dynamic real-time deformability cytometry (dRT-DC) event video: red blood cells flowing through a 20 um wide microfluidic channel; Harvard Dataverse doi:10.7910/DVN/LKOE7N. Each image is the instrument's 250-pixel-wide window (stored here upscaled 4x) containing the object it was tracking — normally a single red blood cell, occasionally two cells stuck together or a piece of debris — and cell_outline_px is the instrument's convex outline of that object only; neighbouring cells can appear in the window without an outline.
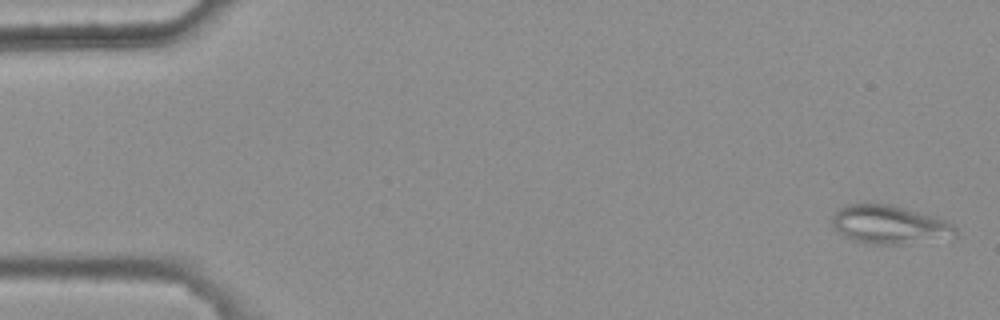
{"species": "common noctule bat (a hibernating species)", "species_latin": "Nyctalus noctula", "temperature_condition": "warm", "stored_images_in_passage": 4, "camera_frame_rate_fps": 3000, "um_per_image_px": 0.085, "animal": {"sex": "female", "body_mass_g": 25.1}, "frame": {"image": 1, "passage_image": 1, "time_ms": 0.0, "image_size_px": [1000, 320], "cell_outline_px": [[956, 236], [908, 244], [872, 244], [852, 240], [844, 236], [832, 224], [832, 216], [840, 208], [848, 204], [888, 204], [904, 208], [932, 216], [944, 220], [952, 224], [956, 228]], "centroid_in_image_um": [75.59, 19.11], "position_along_channel_um": 9.4, "area_um2": 27.28}}